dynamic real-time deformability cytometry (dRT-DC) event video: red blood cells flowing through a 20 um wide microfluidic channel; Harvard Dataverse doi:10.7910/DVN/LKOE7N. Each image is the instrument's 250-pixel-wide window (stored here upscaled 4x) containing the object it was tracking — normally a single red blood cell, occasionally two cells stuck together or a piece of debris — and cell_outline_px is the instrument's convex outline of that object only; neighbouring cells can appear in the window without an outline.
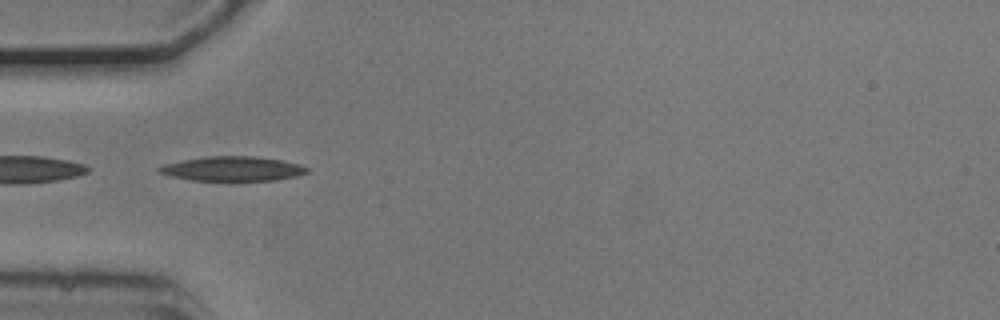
{"species": "common noctule bat (a hibernating species)", "species_latin": "Nyctalus noctula", "temperature_condition": "cold", "stored_images_in_passage": 44, "camera_frame_rate_fps": 3000, "um_per_image_px": 0.085, "animal": {"sex": "male", "body_mass_g": 20.5, "forearm_length_mm": 52.5}, "frame": {"image": 1, "passage_image": 7, "time_ms": 2.0, "image_size_px": [1000, 320], "cell_outline_px": [[308, 172], [296, 176], [276, 180], [192, 180], [172, 176], [156, 172], [156, 168], [164, 164], [184, 160], [208, 156], [256, 156], [284, 160], [300, 164], [308, 168]], "centroid_in_image_um": [19.78, 14.33], "position_along_channel_um": 65.2, "area_um2": 21.1}}
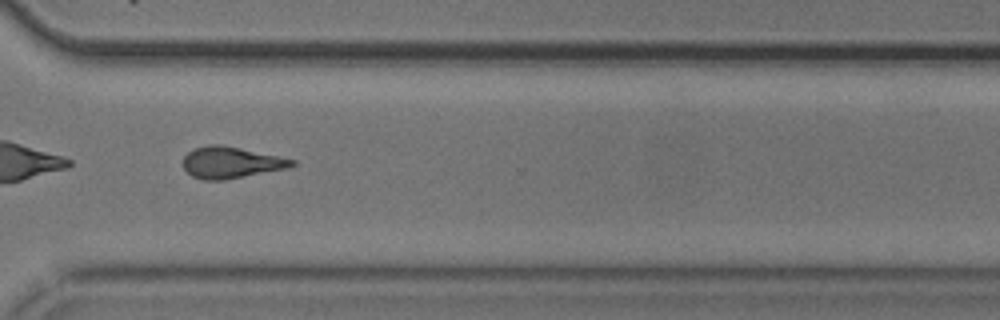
{"frame": {"image": 2, "passage_image": 30, "time_ms": 9.667, "image_size_px": [1000, 320], "cell_outline_px": [[296, 164], [288, 168], [224, 180], [204, 180], [192, 176], [184, 168], [184, 156], [192, 148], [208, 144], [220, 144], [240, 148], [296, 160]], "centroid_in_image_um": [19.61, 13.81], "position_along_channel_um": 351.0, "area_um2": 19.88}}
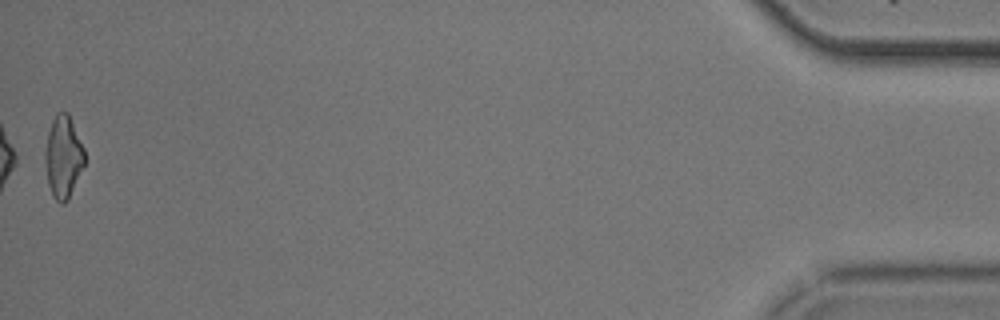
{"frame": {"image": 3, "passage_image": 44, "time_ms": 14.333, "image_size_px": [1000, 320], "cell_outline_px": [[84, 164], [68, 200], [64, 204], [60, 204], [52, 196], [48, 184], [44, 160], [44, 152], [48, 132], [52, 120], [56, 112], [68, 112], [84, 148]], "centroid_in_image_um": [5.35, 13.34], "position_along_channel_um": 429.8, "area_um2": 18.96}, "authors_computed_cell_mechanics": {"area_um2": 19.652, "velocity_mm_per_s": 3.726, "shape_relaxation_time_tau1_ms": 7.3067, "shape_relaxation_time_tau2_ms": 2.1826, "deformation_change_tau1": 0.2228, "deformation_change_tau2": 0.1191}}